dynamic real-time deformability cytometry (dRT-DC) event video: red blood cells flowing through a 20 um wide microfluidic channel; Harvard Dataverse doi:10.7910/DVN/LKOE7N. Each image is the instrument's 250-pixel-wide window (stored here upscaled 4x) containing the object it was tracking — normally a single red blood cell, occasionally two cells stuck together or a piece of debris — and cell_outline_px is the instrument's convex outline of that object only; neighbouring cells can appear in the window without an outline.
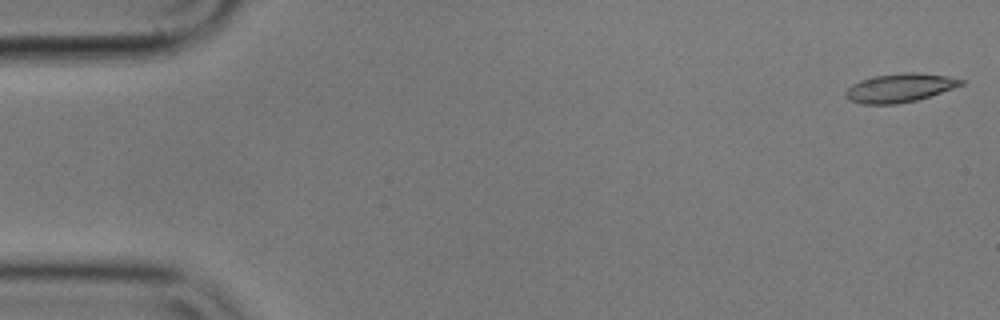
{"species": "common noctule bat (a hibernating species)", "species_latin": "Nyctalus noctula", "temperature_condition": "cold", "stored_images_in_passage": 52, "camera_frame_rate_fps": 3000, "um_per_image_px": 0.085, "animal": {"sex": "male", "body_mass_g": 17.9}, "frame": {"image": 1, "passage_image": 1, "time_ms": 0.0, "image_size_px": [1000, 320], "cell_outline_px": [[964, 84], [916, 100], [896, 104], [864, 104], [852, 100], [844, 92], [852, 84], [860, 80], [876, 76], [904, 72], [916, 72], [948, 76], [964, 80]], "centroid_in_image_um": [76.49, 7.45], "position_along_channel_um": 8.5, "area_um2": 18.9}}
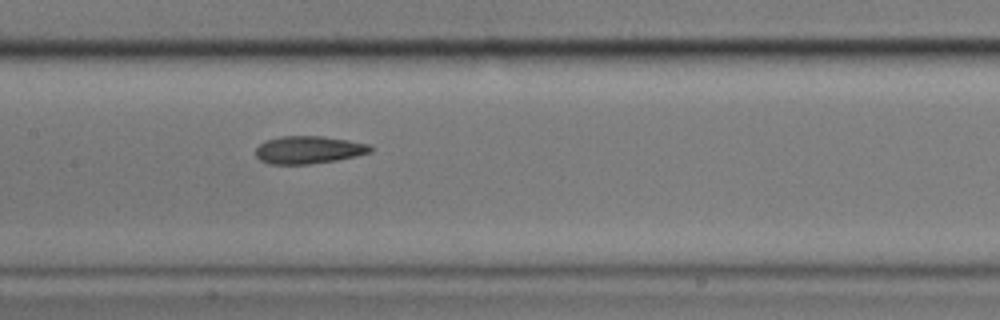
{"frame": {"image": 2, "passage_image": 26, "time_ms": 8.333, "image_size_px": [1000, 320], "cell_outline_px": [[372, 152], [356, 156], [336, 160], [308, 164], [268, 164], [260, 160], [256, 156], [256, 148], [264, 140], [280, 136], [320, 136], [348, 140], [368, 144], [372, 148]], "centroid_in_image_um": [26.2, 12.73], "position_along_channel_um": 181.2, "area_um2": 18.5}}
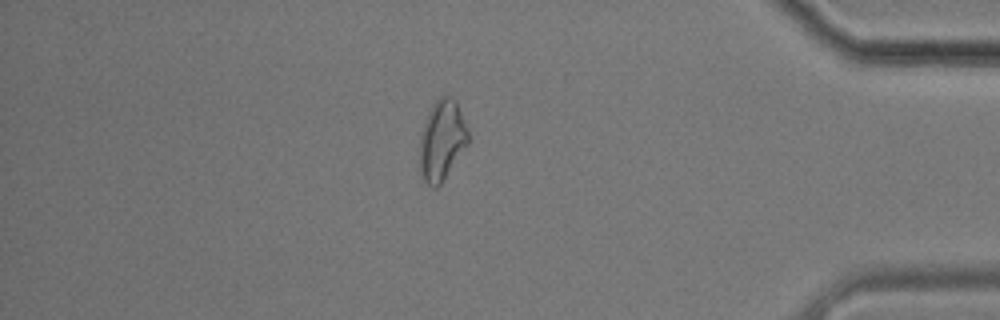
{"frame": {"image": 3, "passage_image": 47, "time_ms": 15.333, "image_size_px": [1000, 320], "cell_outline_px": [[468, 144], [440, 184], [436, 188], [432, 188], [420, 176], [420, 132], [428, 112], [432, 104], [440, 96], [452, 96], [456, 100], [468, 128]], "centroid_in_image_um": [37.55, 11.9], "position_along_channel_um": 397.6, "area_um2": 22.77}, "authors_computed_cell_mechanics": {"area_um2": 19.074, "velocity_mm_per_s": 3.5938, "shape_relaxation_time_tau1_ms": 3.6158, "shape_relaxation_time_tau2_ms": 3.2594, "deformation_change_tau1": 0.1383, "deformation_change_tau2": 0.0827}}